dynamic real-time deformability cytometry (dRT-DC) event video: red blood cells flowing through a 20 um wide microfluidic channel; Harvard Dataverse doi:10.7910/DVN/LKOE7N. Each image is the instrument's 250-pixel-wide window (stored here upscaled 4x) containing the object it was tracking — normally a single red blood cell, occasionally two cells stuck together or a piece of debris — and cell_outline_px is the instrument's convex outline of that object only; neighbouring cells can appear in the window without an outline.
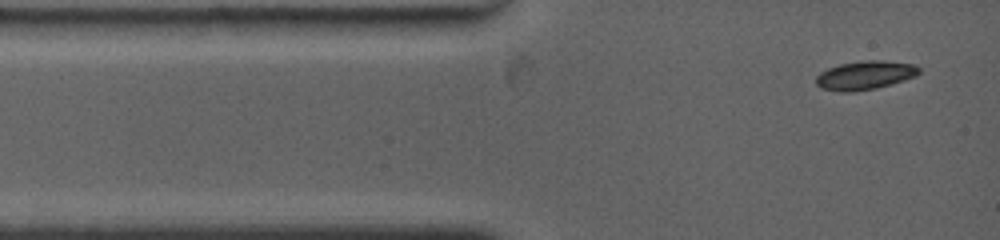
{"species": "common noctule bat (a hibernating species)", "species_latin": "Nyctalus noctula", "temperature_condition": "warm", "stored_images_in_passage": 6, "camera_frame_rate_fps": 4500, "um_per_image_px": 0.085, "animal": {"sex": "female", "body_mass_g": 19.0, "forearm_length_mm": 53.3}, "frame": {"image": 1, "passage_image": 1, "time_ms": 0.0, "image_size_px": [1000, 240], "cell_outline_px": [[920, 72], [916, 76], [892, 84], [876, 88], [852, 92], [840, 92], [820, 88], [816, 84], [816, 76], [820, 72], [828, 68], [840, 64], [864, 60], [880, 60], [916, 64], [920, 68]], "centroid_in_image_um": [73.53, 6.4], "position_along_channel_um": 11.5, "area_um2": 17.4}}
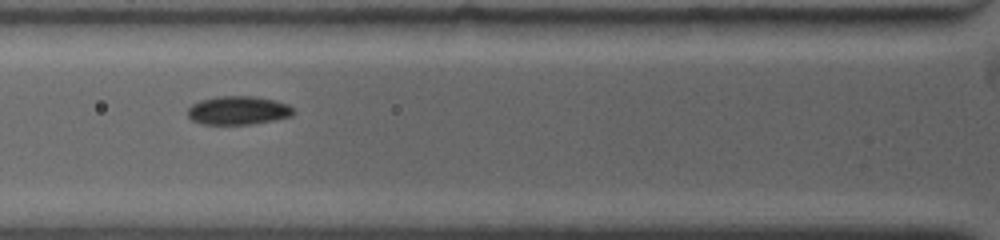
{"frame": {"image": 2, "passage_image": 5, "time_ms": 3.333, "image_size_px": [1000, 240], "cell_outline_px": [[296, 112], [292, 116], [272, 120], [248, 124], [204, 124], [192, 120], [188, 116], [188, 108], [192, 104], [200, 100], [216, 96], [256, 96], [288, 104]], "centroid_in_image_um": [20.23, 9.37], "position_along_channel_um": 105.6, "area_um2": 17.51}}
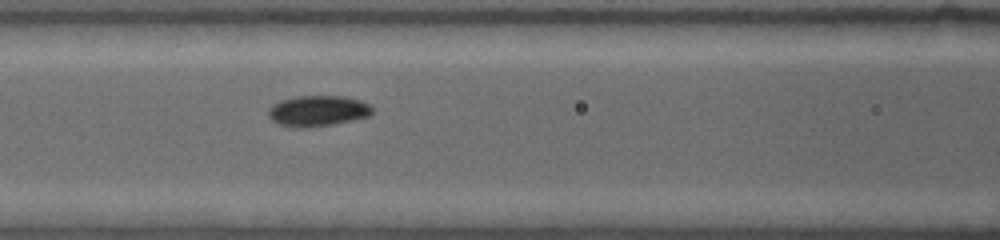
{"frame": {"image": 3, "passage_image": 6, "time_ms": 4.222, "image_size_px": [1000, 240], "cell_outline_px": [[372, 112], [368, 116], [352, 120], [332, 124], [300, 128], [280, 124], [272, 120], [268, 116], [268, 112], [272, 104], [280, 100], [296, 96], [344, 96], [360, 100], [368, 104], [372, 108]], "centroid_in_image_um": [26.99, 9.41], "position_along_channel_um": 139.6, "area_um2": 18.44}}